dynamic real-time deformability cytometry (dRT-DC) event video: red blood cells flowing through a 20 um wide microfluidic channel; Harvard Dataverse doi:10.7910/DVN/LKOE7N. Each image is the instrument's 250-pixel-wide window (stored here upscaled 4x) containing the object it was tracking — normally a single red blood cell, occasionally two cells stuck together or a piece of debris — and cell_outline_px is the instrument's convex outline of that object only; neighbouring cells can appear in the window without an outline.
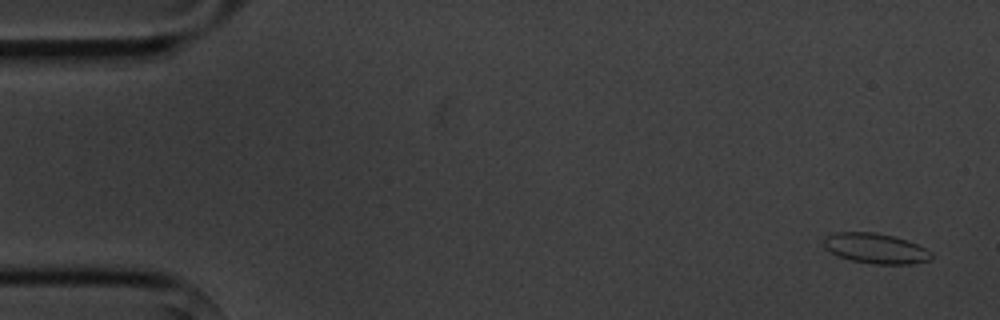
{"species": "common noctule bat (a hibernating species)", "species_latin": "Nyctalus noctula", "temperature_condition": "cold", "stored_images_in_passage": 9, "camera_frame_rate_fps": 3000, "um_per_image_px": 0.085, "animal": {"sex": "male", "body_mass_g": 20.1, "forearm_length_mm": 53.5}, "frame": {"image": 1, "passage_image": 1, "time_ms": 0.0, "image_size_px": [1000, 320], "cell_outline_px": [[932, 256], [928, 260], [912, 264], [872, 264], [852, 260], [836, 256], [824, 248], [824, 236], [836, 232], [876, 232], [908, 240], [932, 252]], "centroid_in_image_um": [74.39, 21.11], "position_along_channel_um": 10.6, "area_um2": 19.02}}
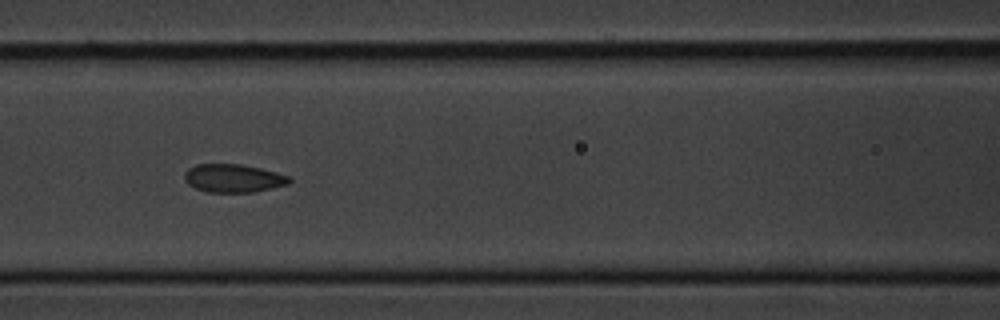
{"frame": {"image": 2, "passage_image": 7, "time_ms": 7.0, "image_size_px": [1000, 320], "cell_outline_px": [[292, 180], [288, 184], [256, 192], [208, 192], [196, 188], [188, 184], [184, 180], [184, 172], [188, 168], [196, 164], [240, 164], [260, 168], [292, 176]], "centroid_in_image_um": [19.85, 15.15], "position_along_channel_um": 146.8, "area_um2": 17.4}}
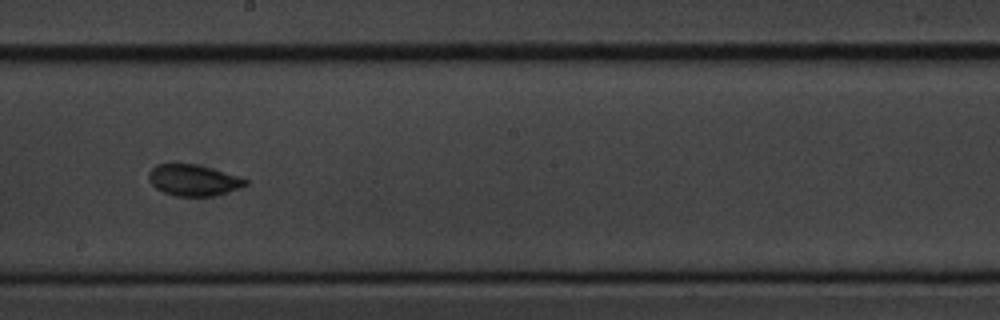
{"frame": {"image": 3, "passage_image": 9, "time_ms": 9.333, "image_size_px": [1000, 320], "cell_outline_px": [[248, 184], [240, 188], [216, 196], [176, 196], [164, 192], [156, 188], [148, 180], [148, 172], [156, 164], [196, 164], [240, 176], [248, 180]], "centroid_in_image_um": [16.45, 15.32], "position_along_channel_um": 231.7, "area_um2": 17.69}}